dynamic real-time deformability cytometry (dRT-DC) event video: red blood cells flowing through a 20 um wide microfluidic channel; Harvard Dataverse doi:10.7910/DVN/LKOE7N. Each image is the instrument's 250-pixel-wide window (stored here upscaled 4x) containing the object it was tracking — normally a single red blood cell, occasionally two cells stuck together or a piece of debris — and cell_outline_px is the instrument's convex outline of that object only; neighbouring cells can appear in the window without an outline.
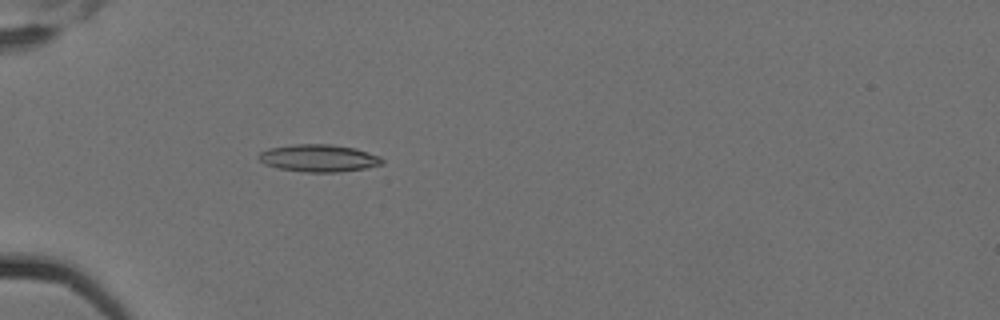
{"species": "Egyptian fruit bat (a non-hibernating species)", "species_latin": "Rousettus aegyptiacus", "temperature_condition": "cold", "stored_images_in_passage": 2, "camera_frame_rate_fps": 3000, "um_per_image_px": 0.085, "animal": {"sex": "female"}, "frame": {"image": 1, "passage_image": 2, "time_ms": 0.333, "image_size_px": [1000, 320], "cell_outline_px": [[384, 164], [364, 168], [340, 172], [304, 172], [280, 168], [264, 164], [256, 156], [260, 152], [268, 148], [292, 144], [332, 144], [356, 148], [380, 156], [384, 160]], "centroid_in_image_um": [27.09, 13.43], "position_along_channel_um": 57.9, "area_um2": 19.83}}